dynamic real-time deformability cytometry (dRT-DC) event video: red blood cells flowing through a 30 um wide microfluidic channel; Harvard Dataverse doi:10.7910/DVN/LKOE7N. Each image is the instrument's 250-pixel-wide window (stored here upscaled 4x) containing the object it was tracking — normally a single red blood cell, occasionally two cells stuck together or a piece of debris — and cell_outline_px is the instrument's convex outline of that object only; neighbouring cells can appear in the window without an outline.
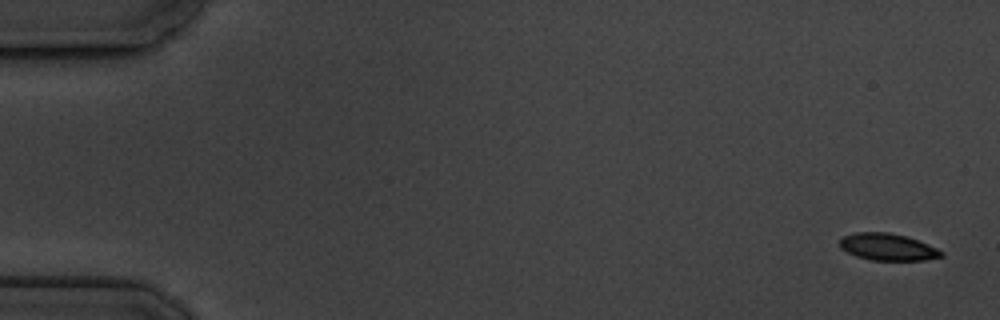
{"species": "common noctule bat (a hibernating species)", "species_latin": "Nyctalus noctula", "temperature_condition": "cold", "stored_images_in_passage": 7, "camera_frame_rate_fps": 3000, "um_per_image_px": 0.085, "animal": {"sex": "male", "body_mass_g": 19.5, "forearm_length_mm": 54.6}, "frame": {"image": 1, "passage_image": 1, "time_ms": 0.0, "image_size_px": [1000, 320], "cell_outline_px": [[944, 256], [924, 260], [872, 260], [856, 256], [840, 248], [840, 240], [844, 236], [856, 232], [888, 232], [904, 236], [928, 244], [944, 252]], "centroid_in_image_um": [75.45, 20.99], "position_along_channel_um": 9.5, "area_um2": 15.78}}
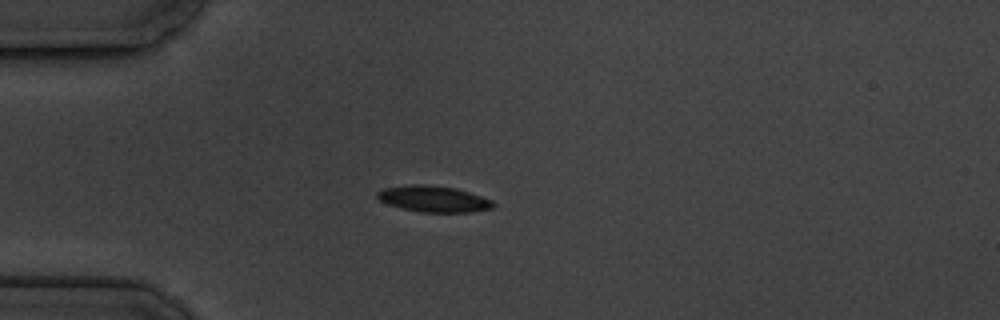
{"frame": {"image": 2, "passage_image": 5, "time_ms": 4.667, "image_size_px": [1000, 320], "cell_outline_px": [[496, 204], [492, 208], [472, 212], [420, 212], [388, 204], [380, 200], [376, 196], [376, 192], [384, 188], [412, 184], [424, 184], [456, 188], [492, 200]], "centroid_in_image_um": [36.86, 16.9], "position_along_channel_um": 48.1, "area_um2": 17.57}}
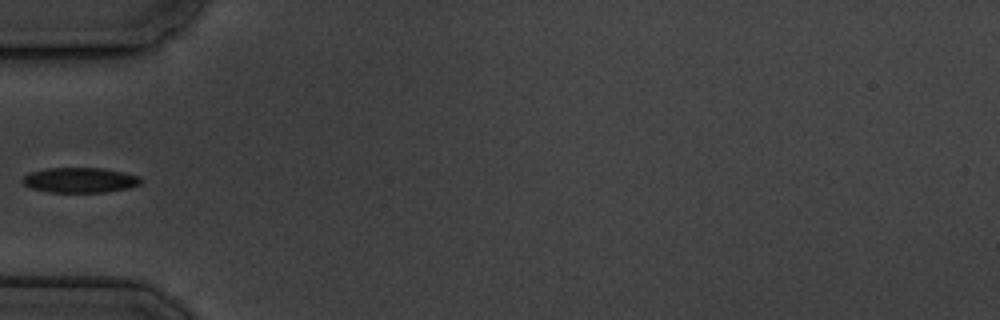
{"frame": {"image": 3, "passage_image": 6, "time_ms": 6.0, "image_size_px": [1000, 320], "cell_outline_px": [[144, 180], [140, 184], [128, 188], [104, 192], [48, 192], [32, 188], [24, 184], [20, 180], [28, 172], [48, 168], [104, 168], [124, 172], [140, 176]], "centroid_in_image_um": [6.81, 15.3], "position_along_channel_um": 78.2, "area_um2": 17.46}}